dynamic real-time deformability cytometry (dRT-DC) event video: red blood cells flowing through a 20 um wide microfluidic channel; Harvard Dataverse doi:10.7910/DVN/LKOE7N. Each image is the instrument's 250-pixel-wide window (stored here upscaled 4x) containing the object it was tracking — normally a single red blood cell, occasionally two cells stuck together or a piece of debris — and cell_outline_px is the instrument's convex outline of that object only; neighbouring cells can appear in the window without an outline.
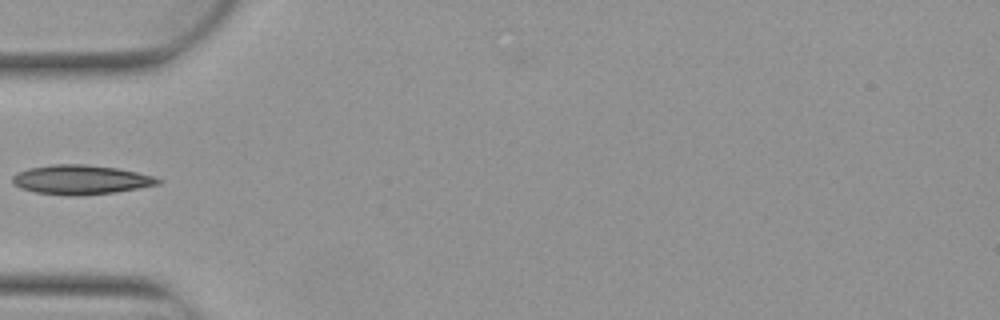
{"species": "Egyptian fruit bat (a non-hibernating species)", "species_latin": "Rousettus aegyptiacus", "temperature_condition": "warm", "stored_images_in_passage": 6, "camera_frame_rate_fps": 3000, "um_per_image_px": 0.085, "animal": {"sex": "female"}, "frame": {"image": 1, "passage_image": 5, "time_ms": 1.333, "image_size_px": [1000, 320], "cell_outline_px": [[164, 180], [160, 184], [116, 192], [76, 196], [68, 196], [36, 192], [20, 188], [12, 184], [12, 176], [16, 172], [28, 168], [52, 164], [84, 164], [116, 168], [136, 172], [152, 176]], "centroid_in_image_um": [6.83, 15.27], "position_along_channel_um": 78.2, "area_um2": 25.03}}
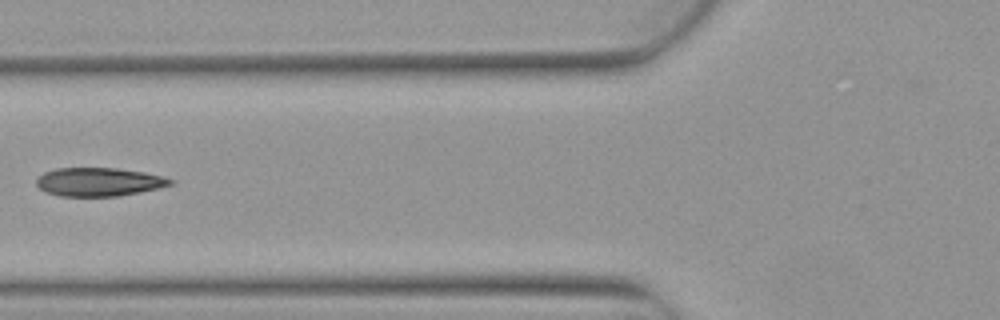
{"frame": {"image": 2, "passage_image": 6, "time_ms": 1.667, "image_size_px": [1000, 320], "cell_outline_px": [[172, 184], [160, 188], [116, 196], [60, 196], [48, 192], [40, 188], [36, 184], [36, 180], [44, 172], [56, 168], [116, 168], [144, 172], [164, 176], [172, 180]], "centroid_in_image_um": [8.41, 15.45], "position_along_channel_um": 117.4, "area_um2": 22.08}}